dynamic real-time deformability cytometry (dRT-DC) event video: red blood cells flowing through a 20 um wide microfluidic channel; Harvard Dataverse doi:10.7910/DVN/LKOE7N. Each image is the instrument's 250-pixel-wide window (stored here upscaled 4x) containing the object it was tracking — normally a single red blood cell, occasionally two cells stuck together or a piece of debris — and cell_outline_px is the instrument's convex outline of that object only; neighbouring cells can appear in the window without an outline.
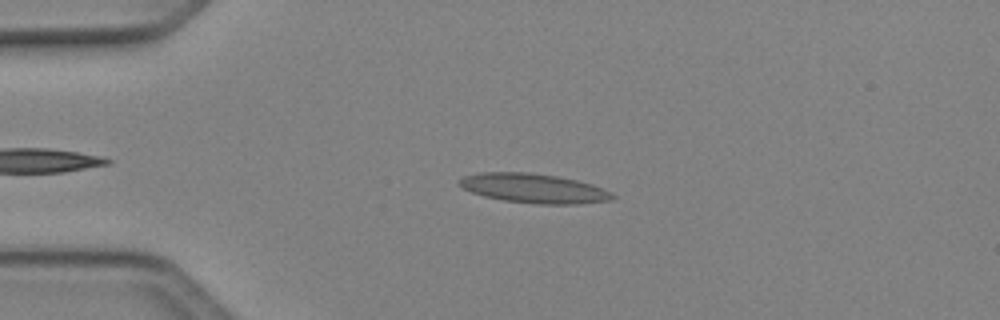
{"species": "Egyptian fruit bat (a non-hibernating species)", "species_latin": "Rousettus aegyptiacus", "temperature_condition": "cold", "stored_images_in_passage": 42, "camera_frame_rate_fps": 3000, "um_per_image_px": 0.085, "animal": {"sex": "female"}, "frame": {"image": 1, "passage_image": 9, "time_ms": 2.667, "image_size_px": [1000, 320], "cell_outline_px": [[616, 196], [612, 200], [576, 204], [536, 204], [504, 200], [484, 196], [472, 192], [456, 184], [464, 176], [480, 172], [528, 172], [556, 176], [576, 180], [592, 184], [604, 188]], "centroid_in_image_um": [45.38, 16.01], "position_along_channel_um": 39.6, "area_um2": 26.18}}
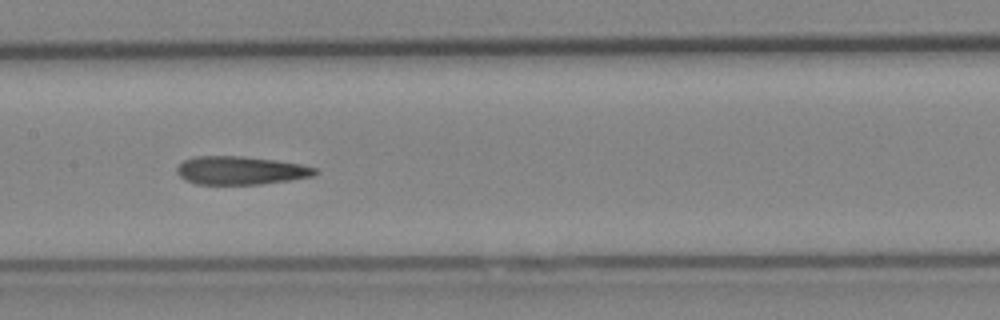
{"frame": {"image": 2, "passage_image": 22, "time_ms": 7.0, "image_size_px": [1000, 320], "cell_outline_px": [[320, 172], [312, 176], [288, 180], [260, 184], [196, 184], [180, 176], [176, 172], [176, 168], [184, 160], [196, 156], [240, 156], [276, 160], [300, 164], [316, 168]], "centroid_in_image_um": [20.46, 14.48], "position_along_channel_um": 186.9, "area_um2": 22.6}}
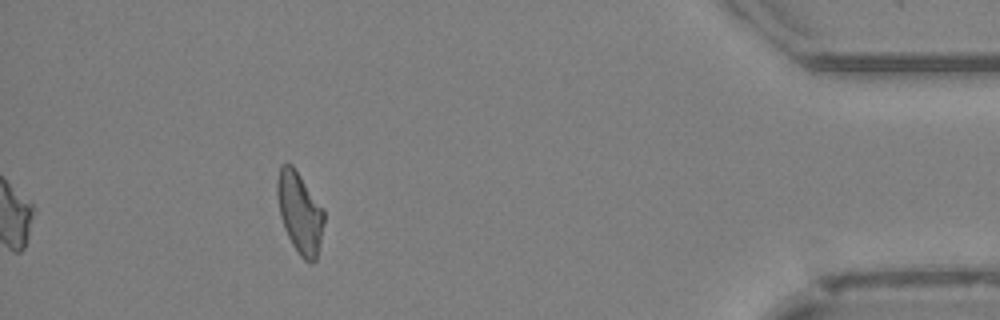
{"frame": {"image": 3, "passage_image": 42, "time_ms": 13.667, "image_size_px": [1000, 320], "cell_outline_px": [[324, 220], [316, 260], [312, 264], [304, 260], [300, 256], [292, 244], [284, 228], [280, 216], [276, 192], [276, 180], [280, 164], [292, 164], [324, 208]], "centroid_in_image_um": [25.46, 18.05], "position_along_channel_um": 409.7, "area_um2": 22.25}, "authors_computed_cell_mechanics": {"area_um2": 23.0911, "velocity_mm_per_s": 4.133, "shape_relaxation_time_tau1_ms": null, "shape_relaxation_time_tau2_ms": 5.5522, "deformation_change_tau1": null, "deformation_change_tau2": 0.1591}}